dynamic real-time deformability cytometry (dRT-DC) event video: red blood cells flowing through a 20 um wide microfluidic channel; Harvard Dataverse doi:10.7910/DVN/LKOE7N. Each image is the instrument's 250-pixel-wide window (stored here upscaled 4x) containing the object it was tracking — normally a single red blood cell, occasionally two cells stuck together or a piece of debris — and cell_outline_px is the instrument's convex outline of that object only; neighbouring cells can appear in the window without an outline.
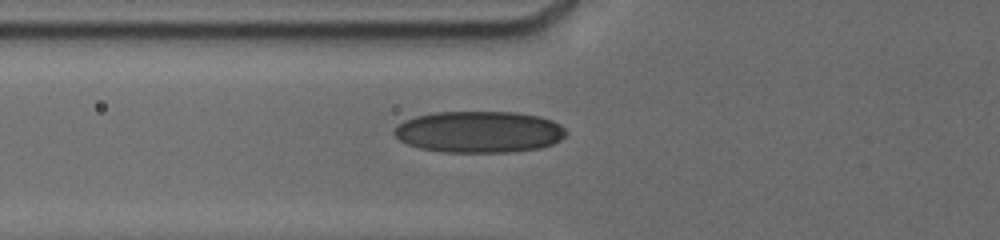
{"species": "human", "species_latin": "Homo sapiens", "temperature_condition": "cold", "stored_images_in_passage": 4, "camera_frame_rate_fps": 3000, "um_per_image_px": 0.085, "donor": {"sex": "male"}, "frame": {"image": 1, "passage_image": 4, "time_ms": 3.0, "image_size_px": [1000, 240], "cell_outline_px": [[568, 132], [560, 140], [552, 144], [540, 148], [512, 152], [444, 152], [420, 148], [408, 144], [400, 140], [392, 132], [404, 120], [416, 116], [436, 112], [516, 112], [540, 116], [552, 120], [560, 124]], "centroid_in_image_um": [40.75, 11.21], "position_along_channel_um": 85.0, "area_um2": 41.67}}